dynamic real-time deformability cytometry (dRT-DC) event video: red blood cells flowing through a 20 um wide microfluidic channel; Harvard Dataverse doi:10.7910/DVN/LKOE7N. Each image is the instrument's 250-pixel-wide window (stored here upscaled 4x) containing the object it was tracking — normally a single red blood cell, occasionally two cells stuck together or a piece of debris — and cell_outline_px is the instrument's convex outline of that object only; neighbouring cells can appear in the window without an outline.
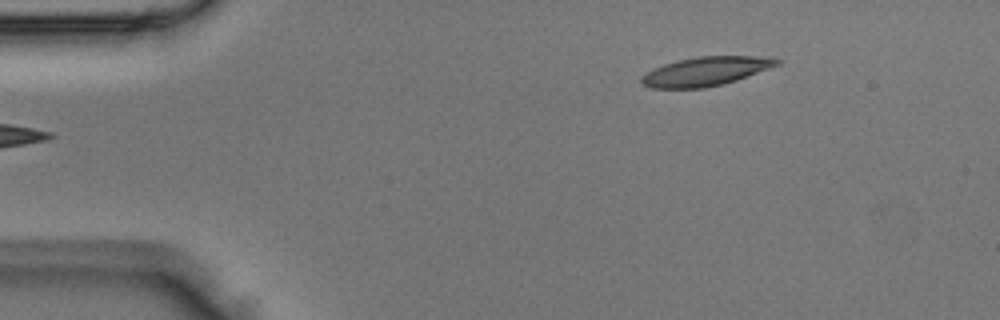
{"species": "Egyptian fruit bat (a non-hibernating species)", "species_latin": "Rousettus aegyptiacus", "temperature_condition": "room temperature", "stored_images_in_passage": 2, "camera_frame_rate_fps": 3000, "um_per_image_px": 0.085, "animal": {"sex": "male"}, "frame": {"image": 1, "passage_image": 2, "time_ms": 0.333, "image_size_px": [1000, 320], "cell_outline_px": [[784, 60], [780, 64], [736, 80], [724, 84], [704, 88], [652, 88], [644, 84], [640, 80], [640, 76], [652, 68], [664, 64], [696, 56], [768, 56]], "centroid_in_image_um": [60.01, 6.05], "position_along_channel_um": 25.0, "area_um2": 22.95}}